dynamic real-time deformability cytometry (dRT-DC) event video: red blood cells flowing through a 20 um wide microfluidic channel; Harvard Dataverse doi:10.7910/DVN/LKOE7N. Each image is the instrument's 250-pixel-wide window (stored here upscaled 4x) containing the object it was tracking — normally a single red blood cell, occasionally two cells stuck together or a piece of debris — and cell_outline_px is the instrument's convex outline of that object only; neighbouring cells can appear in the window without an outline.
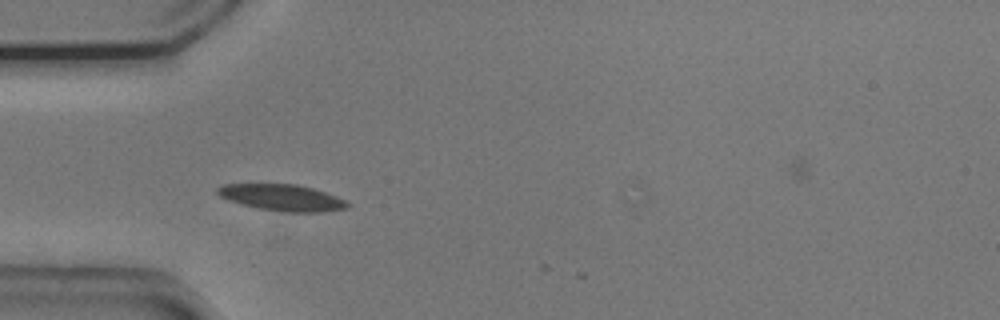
{"species": "common noctule bat (a hibernating species)", "species_latin": "Nyctalus noctula", "temperature_condition": "cold", "stored_images_in_passage": 15, "camera_frame_rate_fps": 3000, "um_per_image_px": 0.085, "animal": {"sex": "male", "body_mass_g": 20.5, "forearm_length_mm": 52.5}, "frame": {"image": 1, "passage_image": 1, "time_ms": 0.0, "image_size_px": [1000, 320], "cell_outline_px": [[348, 208], [324, 212], [288, 212], [260, 208], [228, 200], [220, 196], [216, 192], [216, 188], [224, 184], [296, 184], [312, 188], [336, 196], [344, 200], [348, 204]], "centroid_in_image_um": [23.97, 16.79], "position_along_channel_um": 61.0, "area_um2": 19.71}}
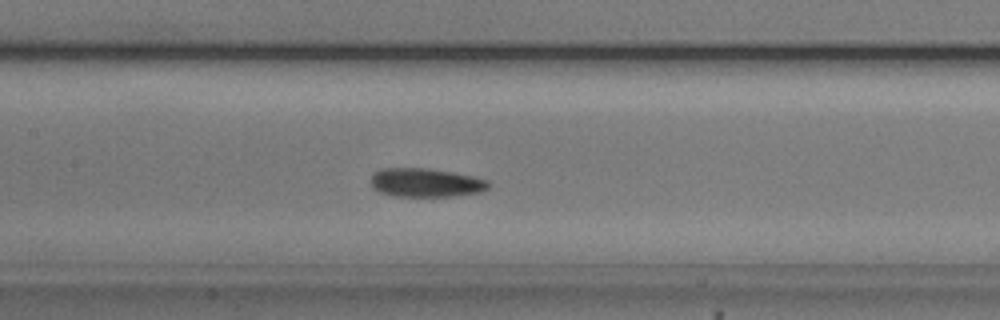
{"frame": {"image": 2, "passage_image": 10, "time_ms": 3.0, "image_size_px": [1000, 320], "cell_outline_px": [[492, 184], [484, 192], [452, 196], [392, 196], [380, 192], [372, 188], [372, 172], [380, 168], [428, 168], [452, 172], [472, 176], [488, 180]], "centroid_in_image_um": [36.2, 15.52], "position_along_channel_um": 171.2, "area_um2": 19.94}}